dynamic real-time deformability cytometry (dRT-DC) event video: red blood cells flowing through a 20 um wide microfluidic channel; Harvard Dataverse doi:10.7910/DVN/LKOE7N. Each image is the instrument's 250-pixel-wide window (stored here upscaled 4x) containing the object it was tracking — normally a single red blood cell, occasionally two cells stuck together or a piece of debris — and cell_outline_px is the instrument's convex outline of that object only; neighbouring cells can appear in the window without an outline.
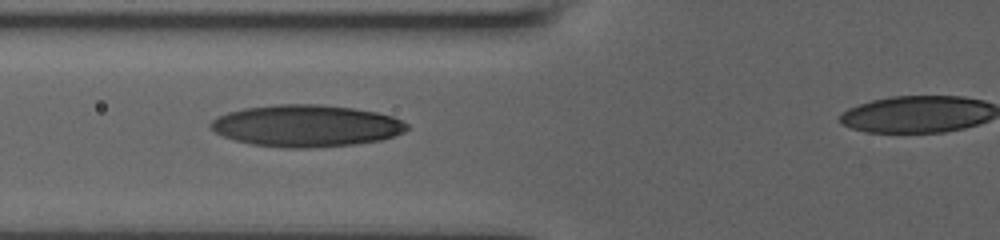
{"species": "human", "species_latin": "Homo sapiens", "temperature_condition": "room temperature", "stored_images_in_passage": 17, "camera_frame_rate_fps": 3000, "um_per_image_px": 0.085, "donor": {"sex": "male"}, "frame": {"image": 1, "passage_image": 15, "time_ms": 5.0, "image_size_px": [1000, 240], "cell_outline_px": [[408, 128], [404, 132], [380, 140], [356, 144], [312, 148], [284, 148], [252, 144], [236, 140], [224, 136], [216, 132], [208, 124], [212, 120], [228, 112], [244, 108], [272, 104], [320, 104], [352, 108], [376, 112], [392, 116], [408, 124]], "centroid_in_image_um": [26.03, 10.69], "position_along_channel_um": 99.8, "area_um2": 47.8}}
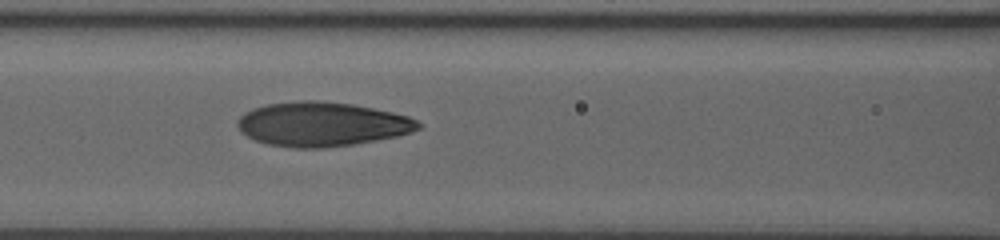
{"frame": {"image": 2, "passage_image": 17, "time_ms": 6.0, "image_size_px": [1000, 240], "cell_outline_px": [[420, 128], [412, 132], [396, 136], [376, 140], [352, 144], [320, 148], [292, 148], [268, 144], [256, 140], [240, 132], [236, 124], [236, 120], [244, 112], [252, 108], [264, 104], [300, 100], [316, 100], [352, 104], [392, 112], [408, 116], [416, 120], [420, 124]], "centroid_in_image_um": [27.31, 10.55], "position_along_channel_um": 139.3, "area_um2": 46.7}}